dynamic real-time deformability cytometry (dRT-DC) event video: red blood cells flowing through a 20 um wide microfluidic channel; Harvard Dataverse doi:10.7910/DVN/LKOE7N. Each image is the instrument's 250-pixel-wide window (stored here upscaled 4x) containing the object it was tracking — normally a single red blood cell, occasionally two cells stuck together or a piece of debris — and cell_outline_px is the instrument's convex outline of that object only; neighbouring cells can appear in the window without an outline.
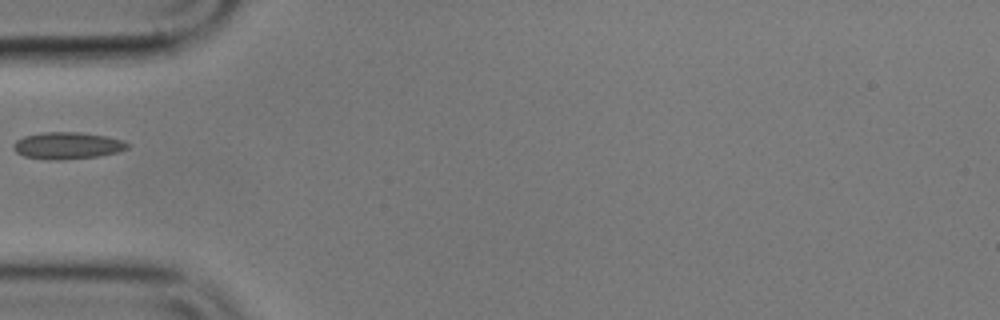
{"species": "common noctule bat (a hibernating species)", "species_latin": "Nyctalus noctula", "temperature_condition": "cold", "stored_images_in_passage": 16, "camera_frame_rate_fps": 3000, "um_per_image_px": 0.085, "animal": {"sex": "male", "body_mass_g": 17.9}, "frame": {"image": 1, "passage_image": 1, "time_ms": 0.0, "image_size_px": [1000, 320], "cell_outline_px": [[128, 148], [116, 152], [100, 156], [64, 160], [52, 160], [24, 156], [16, 152], [12, 144], [16, 140], [24, 136], [44, 132], [80, 132], [104, 136], [124, 140], [128, 144]], "centroid_in_image_um": [5.72, 12.38], "position_along_channel_um": 79.3, "area_um2": 17.86}}
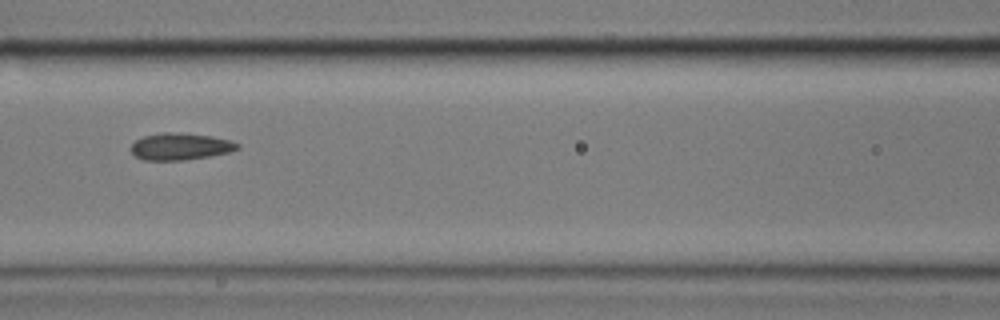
{"frame": {"image": 2, "passage_image": 7, "time_ms": 2.0, "image_size_px": [1000, 320], "cell_outline_px": [[240, 148], [228, 152], [208, 156], [184, 160], [144, 160], [136, 156], [132, 152], [132, 144], [136, 140], [144, 136], [160, 132], [172, 132], [212, 136], [232, 140], [240, 144]], "centroid_in_image_um": [15.35, 12.44], "position_along_channel_um": 151.3, "area_um2": 16.59}}
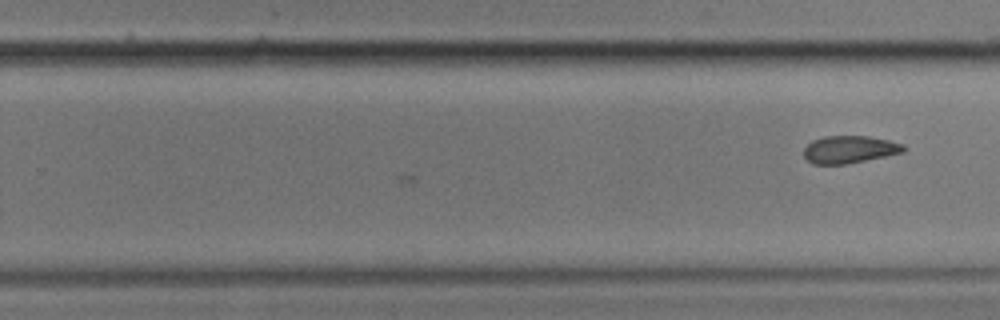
{"frame": {"image": 3, "passage_image": 16, "time_ms": 5.0, "image_size_px": [1000, 320], "cell_outline_px": [[908, 148], [904, 152], [848, 164], [812, 164], [804, 156], [804, 148], [812, 140], [824, 136], [868, 136], [888, 140], [904, 144]], "centroid_in_image_um": [72.23, 12.7], "position_along_channel_um": 257.6, "area_um2": 16.07}}